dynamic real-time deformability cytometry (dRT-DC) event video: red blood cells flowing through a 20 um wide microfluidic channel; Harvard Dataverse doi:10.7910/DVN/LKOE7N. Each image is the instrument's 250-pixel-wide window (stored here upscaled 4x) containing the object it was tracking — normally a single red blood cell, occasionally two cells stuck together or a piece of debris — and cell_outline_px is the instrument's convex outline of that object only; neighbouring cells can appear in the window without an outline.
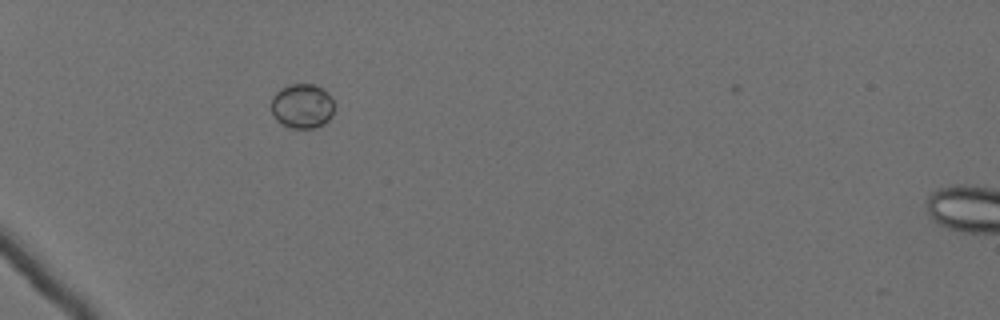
{"species": "Egyptian fruit bat (a non-hibernating species)", "species_latin": "Rousettus aegyptiacus", "temperature_condition": "cold", "stored_images_in_passage": 40, "camera_frame_rate_fps": 3000, "um_per_image_px": 0.085, "animal": {"sex": "female"}, "frame": {"image": 1, "passage_image": 2, "time_ms": 0.333, "image_size_px": [1000, 320], "cell_outline_px": [[332, 116], [324, 124], [312, 128], [288, 128], [280, 124], [276, 120], [272, 112], [272, 96], [280, 88], [292, 84], [312, 84], [324, 88], [328, 92], [332, 100]], "centroid_in_image_um": [25.67, 9.02], "position_along_channel_um": 59.3, "area_um2": 16.47}}
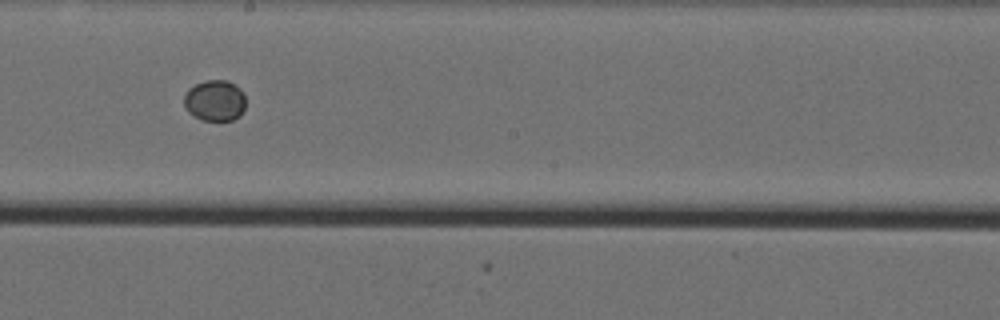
{"frame": {"image": 2, "passage_image": 18, "time_ms": 5.667, "image_size_px": [1000, 320], "cell_outline_px": [[244, 112], [240, 116], [232, 120], [204, 120], [188, 112], [184, 108], [184, 96], [188, 88], [204, 80], [228, 80], [236, 84], [244, 92]], "centroid_in_image_um": [18.27, 8.53], "position_along_channel_um": 229.9, "area_um2": 14.91}}
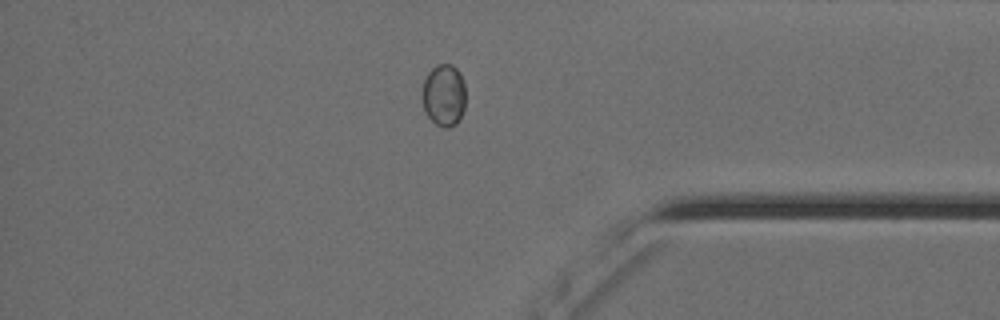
{"frame": {"image": 3, "passage_image": 33, "time_ms": 10.667, "image_size_px": [1000, 320], "cell_outline_px": [[464, 108], [460, 120], [456, 124], [448, 128], [444, 128], [436, 124], [428, 116], [424, 108], [420, 96], [424, 80], [428, 72], [436, 64], [452, 64], [460, 72], [464, 84]], "centroid_in_image_um": [37.71, 8.09], "position_along_channel_um": 397.5, "area_um2": 15.95}}